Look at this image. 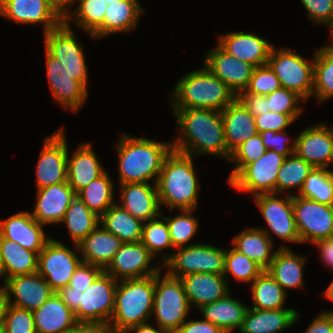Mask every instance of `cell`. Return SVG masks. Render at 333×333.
<instances>
[{
	"instance_id": "59",
	"label": "cell",
	"mask_w": 333,
	"mask_h": 333,
	"mask_svg": "<svg viewBox=\"0 0 333 333\" xmlns=\"http://www.w3.org/2000/svg\"><path fill=\"white\" fill-rule=\"evenodd\" d=\"M81 293L83 291L74 290L69 285L64 288H60L56 294L62 299V301L68 306V308L75 314L79 309V302Z\"/></svg>"
},
{
	"instance_id": "18",
	"label": "cell",
	"mask_w": 333,
	"mask_h": 333,
	"mask_svg": "<svg viewBox=\"0 0 333 333\" xmlns=\"http://www.w3.org/2000/svg\"><path fill=\"white\" fill-rule=\"evenodd\" d=\"M326 123L305 128L296 137L294 153L315 168L333 165V128Z\"/></svg>"
},
{
	"instance_id": "51",
	"label": "cell",
	"mask_w": 333,
	"mask_h": 333,
	"mask_svg": "<svg viewBox=\"0 0 333 333\" xmlns=\"http://www.w3.org/2000/svg\"><path fill=\"white\" fill-rule=\"evenodd\" d=\"M281 87L274 71L268 64L255 67L249 85L244 92L268 95Z\"/></svg>"
},
{
	"instance_id": "8",
	"label": "cell",
	"mask_w": 333,
	"mask_h": 333,
	"mask_svg": "<svg viewBox=\"0 0 333 333\" xmlns=\"http://www.w3.org/2000/svg\"><path fill=\"white\" fill-rule=\"evenodd\" d=\"M283 88L296 92L305 101L313 94L314 57L309 61L291 49L272 47L268 63Z\"/></svg>"
},
{
	"instance_id": "46",
	"label": "cell",
	"mask_w": 333,
	"mask_h": 333,
	"mask_svg": "<svg viewBox=\"0 0 333 333\" xmlns=\"http://www.w3.org/2000/svg\"><path fill=\"white\" fill-rule=\"evenodd\" d=\"M263 271L260 265L234 247L226 249L223 276L227 282L229 281L227 276L231 274L238 282L252 283Z\"/></svg>"
},
{
	"instance_id": "40",
	"label": "cell",
	"mask_w": 333,
	"mask_h": 333,
	"mask_svg": "<svg viewBox=\"0 0 333 333\" xmlns=\"http://www.w3.org/2000/svg\"><path fill=\"white\" fill-rule=\"evenodd\" d=\"M114 183L105 171L97 179L76 193L83 203L98 217H101L112 205L114 200Z\"/></svg>"
},
{
	"instance_id": "53",
	"label": "cell",
	"mask_w": 333,
	"mask_h": 333,
	"mask_svg": "<svg viewBox=\"0 0 333 333\" xmlns=\"http://www.w3.org/2000/svg\"><path fill=\"white\" fill-rule=\"evenodd\" d=\"M260 135L267 150L269 149L288 157L291 156L296 149V138L293 140L294 143L289 145L288 142L290 143V140L286 131L274 132L269 130L260 132Z\"/></svg>"
},
{
	"instance_id": "68",
	"label": "cell",
	"mask_w": 333,
	"mask_h": 333,
	"mask_svg": "<svg viewBox=\"0 0 333 333\" xmlns=\"http://www.w3.org/2000/svg\"><path fill=\"white\" fill-rule=\"evenodd\" d=\"M0 333H4V324H3V321H0Z\"/></svg>"
},
{
	"instance_id": "23",
	"label": "cell",
	"mask_w": 333,
	"mask_h": 333,
	"mask_svg": "<svg viewBox=\"0 0 333 333\" xmlns=\"http://www.w3.org/2000/svg\"><path fill=\"white\" fill-rule=\"evenodd\" d=\"M0 16L17 24L43 25V33L57 28L63 21L45 0H0Z\"/></svg>"
},
{
	"instance_id": "22",
	"label": "cell",
	"mask_w": 333,
	"mask_h": 333,
	"mask_svg": "<svg viewBox=\"0 0 333 333\" xmlns=\"http://www.w3.org/2000/svg\"><path fill=\"white\" fill-rule=\"evenodd\" d=\"M44 226L31 216L30 211H21L0 221V235L39 254L51 239L45 235Z\"/></svg>"
},
{
	"instance_id": "10",
	"label": "cell",
	"mask_w": 333,
	"mask_h": 333,
	"mask_svg": "<svg viewBox=\"0 0 333 333\" xmlns=\"http://www.w3.org/2000/svg\"><path fill=\"white\" fill-rule=\"evenodd\" d=\"M278 195L269 193L254 196L256 206L271 232L267 229H260L272 241L271 233H274L275 236L280 237L284 242L301 243L294 218L292 194L287 192L286 195L280 198Z\"/></svg>"
},
{
	"instance_id": "29",
	"label": "cell",
	"mask_w": 333,
	"mask_h": 333,
	"mask_svg": "<svg viewBox=\"0 0 333 333\" xmlns=\"http://www.w3.org/2000/svg\"><path fill=\"white\" fill-rule=\"evenodd\" d=\"M139 0H124L107 5L102 24L91 34L94 39L118 32L133 31L143 15L144 9Z\"/></svg>"
},
{
	"instance_id": "67",
	"label": "cell",
	"mask_w": 333,
	"mask_h": 333,
	"mask_svg": "<svg viewBox=\"0 0 333 333\" xmlns=\"http://www.w3.org/2000/svg\"><path fill=\"white\" fill-rule=\"evenodd\" d=\"M104 1L107 3V5H109V4H112V3H115L118 1H124V0H104Z\"/></svg>"
},
{
	"instance_id": "35",
	"label": "cell",
	"mask_w": 333,
	"mask_h": 333,
	"mask_svg": "<svg viewBox=\"0 0 333 333\" xmlns=\"http://www.w3.org/2000/svg\"><path fill=\"white\" fill-rule=\"evenodd\" d=\"M232 243L236 250L255 261L264 270L270 266L276 253V250L272 249L274 241L259 227L244 229L233 238Z\"/></svg>"
},
{
	"instance_id": "32",
	"label": "cell",
	"mask_w": 333,
	"mask_h": 333,
	"mask_svg": "<svg viewBox=\"0 0 333 333\" xmlns=\"http://www.w3.org/2000/svg\"><path fill=\"white\" fill-rule=\"evenodd\" d=\"M221 116L224 123L225 142L230 153L258 133L255 117L237 98L221 111Z\"/></svg>"
},
{
	"instance_id": "5",
	"label": "cell",
	"mask_w": 333,
	"mask_h": 333,
	"mask_svg": "<svg viewBox=\"0 0 333 333\" xmlns=\"http://www.w3.org/2000/svg\"><path fill=\"white\" fill-rule=\"evenodd\" d=\"M154 292L155 275L118 281L113 315L108 324L112 333L147 323L153 311Z\"/></svg>"
},
{
	"instance_id": "47",
	"label": "cell",
	"mask_w": 333,
	"mask_h": 333,
	"mask_svg": "<svg viewBox=\"0 0 333 333\" xmlns=\"http://www.w3.org/2000/svg\"><path fill=\"white\" fill-rule=\"evenodd\" d=\"M141 242L150 253L157 257L165 249L174 250L165 218L160 214L157 218L144 222Z\"/></svg>"
},
{
	"instance_id": "3",
	"label": "cell",
	"mask_w": 333,
	"mask_h": 333,
	"mask_svg": "<svg viewBox=\"0 0 333 333\" xmlns=\"http://www.w3.org/2000/svg\"><path fill=\"white\" fill-rule=\"evenodd\" d=\"M194 157L175 150L166 157L157 180L160 207L166 205L169 210L192 209L198 205V182Z\"/></svg>"
},
{
	"instance_id": "4",
	"label": "cell",
	"mask_w": 333,
	"mask_h": 333,
	"mask_svg": "<svg viewBox=\"0 0 333 333\" xmlns=\"http://www.w3.org/2000/svg\"><path fill=\"white\" fill-rule=\"evenodd\" d=\"M173 108H201L222 111L237 96L204 64L176 82L172 90Z\"/></svg>"
},
{
	"instance_id": "57",
	"label": "cell",
	"mask_w": 333,
	"mask_h": 333,
	"mask_svg": "<svg viewBox=\"0 0 333 333\" xmlns=\"http://www.w3.org/2000/svg\"><path fill=\"white\" fill-rule=\"evenodd\" d=\"M174 333H225L218 326L204 319L185 321Z\"/></svg>"
},
{
	"instance_id": "55",
	"label": "cell",
	"mask_w": 333,
	"mask_h": 333,
	"mask_svg": "<svg viewBox=\"0 0 333 333\" xmlns=\"http://www.w3.org/2000/svg\"><path fill=\"white\" fill-rule=\"evenodd\" d=\"M103 271L99 266L82 262L72 275L69 286L84 292Z\"/></svg>"
},
{
	"instance_id": "65",
	"label": "cell",
	"mask_w": 333,
	"mask_h": 333,
	"mask_svg": "<svg viewBox=\"0 0 333 333\" xmlns=\"http://www.w3.org/2000/svg\"><path fill=\"white\" fill-rule=\"evenodd\" d=\"M323 295L325 296V298H327L328 300H330V301L333 302V280L329 284V286L327 287V289L324 291ZM323 312L333 314V309L332 310L323 311Z\"/></svg>"
},
{
	"instance_id": "28",
	"label": "cell",
	"mask_w": 333,
	"mask_h": 333,
	"mask_svg": "<svg viewBox=\"0 0 333 333\" xmlns=\"http://www.w3.org/2000/svg\"><path fill=\"white\" fill-rule=\"evenodd\" d=\"M293 308L254 309L248 308L239 333H280L299 320Z\"/></svg>"
},
{
	"instance_id": "37",
	"label": "cell",
	"mask_w": 333,
	"mask_h": 333,
	"mask_svg": "<svg viewBox=\"0 0 333 333\" xmlns=\"http://www.w3.org/2000/svg\"><path fill=\"white\" fill-rule=\"evenodd\" d=\"M106 231L117 236L123 243L139 242L142 239L144 222L133 217L118 203L112 205L101 217L99 223Z\"/></svg>"
},
{
	"instance_id": "48",
	"label": "cell",
	"mask_w": 333,
	"mask_h": 333,
	"mask_svg": "<svg viewBox=\"0 0 333 333\" xmlns=\"http://www.w3.org/2000/svg\"><path fill=\"white\" fill-rule=\"evenodd\" d=\"M267 148L263 144L260 133L250 137L237 147L230 156L229 162L234 163V169L228 177V183L248 164L258 160Z\"/></svg>"
},
{
	"instance_id": "13",
	"label": "cell",
	"mask_w": 333,
	"mask_h": 333,
	"mask_svg": "<svg viewBox=\"0 0 333 333\" xmlns=\"http://www.w3.org/2000/svg\"><path fill=\"white\" fill-rule=\"evenodd\" d=\"M75 250L51 238L38 254V271L53 292L69 285V281L82 263Z\"/></svg>"
},
{
	"instance_id": "60",
	"label": "cell",
	"mask_w": 333,
	"mask_h": 333,
	"mask_svg": "<svg viewBox=\"0 0 333 333\" xmlns=\"http://www.w3.org/2000/svg\"><path fill=\"white\" fill-rule=\"evenodd\" d=\"M319 248L320 259L333 270V236L313 243Z\"/></svg>"
},
{
	"instance_id": "31",
	"label": "cell",
	"mask_w": 333,
	"mask_h": 333,
	"mask_svg": "<svg viewBox=\"0 0 333 333\" xmlns=\"http://www.w3.org/2000/svg\"><path fill=\"white\" fill-rule=\"evenodd\" d=\"M32 313L36 333H67L78 323L56 292Z\"/></svg>"
},
{
	"instance_id": "11",
	"label": "cell",
	"mask_w": 333,
	"mask_h": 333,
	"mask_svg": "<svg viewBox=\"0 0 333 333\" xmlns=\"http://www.w3.org/2000/svg\"><path fill=\"white\" fill-rule=\"evenodd\" d=\"M296 228L300 242L314 243L333 236V205L292 194Z\"/></svg>"
},
{
	"instance_id": "69",
	"label": "cell",
	"mask_w": 333,
	"mask_h": 333,
	"mask_svg": "<svg viewBox=\"0 0 333 333\" xmlns=\"http://www.w3.org/2000/svg\"><path fill=\"white\" fill-rule=\"evenodd\" d=\"M329 30H330V34H329L330 37L329 38H331L332 41H333V27ZM331 44L333 45V42Z\"/></svg>"
},
{
	"instance_id": "16",
	"label": "cell",
	"mask_w": 333,
	"mask_h": 333,
	"mask_svg": "<svg viewBox=\"0 0 333 333\" xmlns=\"http://www.w3.org/2000/svg\"><path fill=\"white\" fill-rule=\"evenodd\" d=\"M153 259L155 257L141 241L122 243L104 271L116 281L145 278L156 275L163 269L159 263L152 267L150 263Z\"/></svg>"
},
{
	"instance_id": "17",
	"label": "cell",
	"mask_w": 333,
	"mask_h": 333,
	"mask_svg": "<svg viewBox=\"0 0 333 333\" xmlns=\"http://www.w3.org/2000/svg\"><path fill=\"white\" fill-rule=\"evenodd\" d=\"M47 78L54 102L63 109L78 113L88 97V90L45 48Z\"/></svg>"
},
{
	"instance_id": "15",
	"label": "cell",
	"mask_w": 333,
	"mask_h": 333,
	"mask_svg": "<svg viewBox=\"0 0 333 333\" xmlns=\"http://www.w3.org/2000/svg\"><path fill=\"white\" fill-rule=\"evenodd\" d=\"M68 145L61 128L44 139L36 166V187L41 189L67 182Z\"/></svg>"
},
{
	"instance_id": "24",
	"label": "cell",
	"mask_w": 333,
	"mask_h": 333,
	"mask_svg": "<svg viewBox=\"0 0 333 333\" xmlns=\"http://www.w3.org/2000/svg\"><path fill=\"white\" fill-rule=\"evenodd\" d=\"M218 45L238 60L250 63L255 67L264 66L273 44L254 33L230 32L219 35Z\"/></svg>"
},
{
	"instance_id": "19",
	"label": "cell",
	"mask_w": 333,
	"mask_h": 333,
	"mask_svg": "<svg viewBox=\"0 0 333 333\" xmlns=\"http://www.w3.org/2000/svg\"><path fill=\"white\" fill-rule=\"evenodd\" d=\"M206 54L203 64L216 77L220 78L236 96L247 88L255 66L238 60L218 44L214 49L207 51Z\"/></svg>"
},
{
	"instance_id": "36",
	"label": "cell",
	"mask_w": 333,
	"mask_h": 333,
	"mask_svg": "<svg viewBox=\"0 0 333 333\" xmlns=\"http://www.w3.org/2000/svg\"><path fill=\"white\" fill-rule=\"evenodd\" d=\"M0 254L5 281L18 275H30L38 271V253L20 246L0 235Z\"/></svg>"
},
{
	"instance_id": "52",
	"label": "cell",
	"mask_w": 333,
	"mask_h": 333,
	"mask_svg": "<svg viewBox=\"0 0 333 333\" xmlns=\"http://www.w3.org/2000/svg\"><path fill=\"white\" fill-rule=\"evenodd\" d=\"M301 3L311 22L333 27V0H301Z\"/></svg>"
},
{
	"instance_id": "39",
	"label": "cell",
	"mask_w": 333,
	"mask_h": 333,
	"mask_svg": "<svg viewBox=\"0 0 333 333\" xmlns=\"http://www.w3.org/2000/svg\"><path fill=\"white\" fill-rule=\"evenodd\" d=\"M62 222L67 225L73 243L78 244L100 225V217L93 213L76 195L66 210Z\"/></svg>"
},
{
	"instance_id": "66",
	"label": "cell",
	"mask_w": 333,
	"mask_h": 333,
	"mask_svg": "<svg viewBox=\"0 0 333 333\" xmlns=\"http://www.w3.org/2000/svg\"><path fill=\"white\" fill-rule=\"evenodd\" d=\"M3 277V278H2ZM0 278L3 280V285L5 284V275H4V268L1 260V254H0Z\"/></svg>"
},
{
	"instance_id": "61",
	"label": "cell",
	"mask_w": 333,
	"mask_h": 333,
	"mask_svg": "<svg viewBox=\"0 0 333 333\" xmlns=\"http://www.w3.org/2000/svg\"><path fill=\"white\" fill-rule=\"evenodd\" d=\"M45 2L64 22L72 13L71 5L76 4L78 0H45Z\"/></svg>"
},
{
	"instance_id": "33",
	"label": "cell",
	"mask_w": 333,
	"mask_h": 333,
	"mask_svg": "<svg viewBox=\"0 0 333 333\" xmlns=\"http://www.w3.org/2000/svg\"><path fill=\"white\" fill-rule=\"evenodd\" d=\"M306 257L295 254L289 247L280 246L266 271L287 292L304 286L303 268Z\"/></svg>"
},
{
	"instance_id": "7",
	"label": "cell",
	"mask_w": 333,
	"mask_h": 333,
	"mask_svg": "<svg viewBox=\"0 0 333 333\" xmlns=\"http://www.w3.org/2000/svg\"><path fill=\"white\" fill-rule=\"evenodd\" d=\"M161 272L155 275L152 315L162 330L174 333L186 321L191 307L182 280Z\"/></svg>"
},
{
	"instance_id": "43",
	"label": "cell",
	"mask_w": 333,
	"mask_h": 333,
	"mask_svg": "<svg viewBox=\"0 0 333 333\" xmlns=\"http://www.w3.org/2000/svg\"><path fill=\"white\" fill-rule=\"evenodd\" d=\"M298 195L322 204L333 205V170L314 167Z\"/></svg>"
},
{
	"instance_id": "64",
	"label": "cell",
	"mask_w": 333,
	"mask_h": 333,
	"mask_svg": "<svg viewBox=\"0 0 333 333\" xmlns=\"http://www.w3.org/2000/svg\"><path fill=\"white\" fill-rule=\"evenodd\" d=\"M7 293L3 286L0 287V321H3L4 312L7 306Z\"/></svg>"
},
{
	"instance_id": "42",
	"label": "cell",
	"mask_w": 333,
	"mask_h": 333,
	"mask_svg": "<svg viewBox=\"0 0 333 333\" xmlns=\"http://www.w3.org/2000/svg\"><path fill=\"white\" fill-rule=\"evenodd\" d=\"M313 168L311 164L298 157L295 153L286 157L278 172L276 194H281L297 187L299 188V193Z\"/></svg>"
},
{
	"instance_id": "27",
	"label": "cell",
	"mask_w": 333,
	"mask_h": 333,
	"mask_svg": "<svg viewBox=\"0 0 333 333\" xmlns=\"http://www.w3.org/2000/svg\"><path fill=\"white\" fill-rule=\"evenodd\" d=\"M122 243L117 236L98 225L78 244H74V248L80 252L84 263L96 265L105 270Z\"/></svg>"
},
{
	"instance_id": "62",
	"label": "cell",
	"mask_w": 333,
	"mask_h": 333,
	"mask_svg": "<svg viewBox=\"0 0 333 333\" xmlns=\"http://www.w3.org/2000/svg\"><path fill=\"white\" fill-rule=\"evenodd\" d=\"M67 333H112L108 325L78 322Z\"/></svg>"
},
{
	"instance_id": "25",
	"label": "cell",
	"mask_w": 333,
	"mask_h": 333,
	"mask_svg": "<svg viewBox=\"0 0 333 333\" xmlns=\"http://www.w3.org/2000/svg\"><path fill=\"white\" fill-rule=\"evenodd\" d=\"M121 203L133 217L143 222L157 218L162 212L157 185L153 183H125L120 185Z\"/></svg>"
},
{
	"instance_id": "2",
	"label": "cell",
	"mask_w": 333,
	"mask_h": 333,
	"mask_svg": "<svg viewBox=\"0 0 333 333\" xmlns=\"http://www.w3.org/2000/svg\"><path fill=\"white\" fill-rule=\"evenodd\" d=\"M119 184L157 183L166 157L173 150L172 142H161L145 137L120 135L116 143Z\"/></svg>"
},
{
	"instance_id": "30",
	"label": "cell",
	"mask_w": 333,
	"mask_h": 333,
	"mask_svg": "<svg viewBox=\"0 0 333 333\" xmlns=\"http://www.w3.org/2000/svg\"><path fill=\"white\" fill-rule=\"evenodd\" d=\"M105 172L90 142H83L67 155V182L77 193Z\"/></svg>"
},
{
	"instance_id": "26",
	"label": "cell",
	"mask_w": 333,
	"mask_h": 333,
	"mask_svg": "<svg viewBox=\"0 0 333 333\" xmlns=\"http://www.w3.org/2000/svg\"><path fill=\"white\" fill-rule=\"evenodd\" d=\"M190 307L197 309L221 300L229 293V285L223 275L194 273L180 278Z\"/></svg>"
},
{
	"instance_id": "20",
	"label": "cell",
	"mask_w": 333,
	"mask_h": 333,
	"mask_svg": "<svg viewBox=\"0 0 333 333\" xmlns=\"http://www.w3.org/2000/svg\"><path fill=\"white\" fill-rule=\"evenodd\" d=\"M36 190V204L30 212L31 216L43 225L62 223L66 210L76 196L73 188L68 182H63Z\"/></svg>"
},
{
	"instance_id": "12",
	"label": "cell",
	"mask_w": 333,
	"mask_h": 333,
	"mask_svg": "<svg viewBox=\"0 0 333 333\" xmlns=\"http://www.w3.org/2000/svg\"><path fill=\"white\" fill-rule=\"evenodd\" d=\"M117 283L118 281L103 271L81 293L79 309L74 314L77 322L108 325L113 315Z\"/></svg>"
},
{
	"instance_id": "34",
	"label": "cell",
	"mask_w": 333,
	"mask_h": 333,
	"mask_svg": "<svg viewBox=\"0 0 333 333\" xmlns=\"http://www.w3.org/2000/svg\"><path fill=\"white\" fill-rule=\"evenodd\" d=\"M229 292L221 300L199 308L202 318L218 326L225 333L241 328L249 307L233 298Z\"/></svg>"
},
{
	"instance_id": "49",
	"label": "cell",
	"mask_w": 333,
	"mask_h": 333,
	"mask_svg": "<svg viewBox=\"0 0 333 333\" xmlns=\"http://www.w3.org/2000/svg\"><path fill=\"white\" fill-rule=\"evenodd\" d=\"M268 109L272 112L289 115L294 121L301 115L303 108L299 106V101L305 100L296 92L280 87L267 95Z\"/></svg>"
},
{
	"instance_id": "54",
	"label": "cell",
	"mask_w": 333,
	"mask_h": 333,
	"mask_svg": "<svg viewBox=\"0 0 333 333\" xmlns=\"http://www.w3.org/2000/svg\"><path fill=\"white\" fill-rule=\"evenodd\" d=\"M294 120L287 114L277 112H266L255 117V124L258 133L264 131H286V128L292 125Z\"/></svg>"
},
{
	"instance_id": "9",
	"label": "cell",
	"mask_w": 333,
	"mask_h": 333,
	"mask_svg": "<svg viewBox=\"0 0 333 333\" xmlns=\"http://www.w3.org/2000/svg\"><path fill=\"white\" fill-rule=\"evenodd\" d=\"M70 24L62 22L57 28L44 33V47L58 58L70 76L88 90V68L84 49Z\"/></svg>"
},
{
	"instance_id": "41",
	"label": "cell",
	"mask_w": 333,
	"mask_h": 333,
	"mask_svg": "<svg viewBox=\"0 0 333 333\" xmlns=\"http://www.w3.org/2000/svg\"><path fill=\"white\" fill-rule=\"evenodd\" d=\"M254 309L284 308L288 295L273 277L264 270L251 284Z\"/></svg>"
},
{
	"instance_id": "14",
	"label": "cell",
	"mask_w": 333,
	"mask_h": 333,
	"mask_svg": "<svg viewBox=\"0 0 333 333\" xmlns=\"http://www.w3.org/2000/svg\"><path fill=\"white\" fill-rule=\"evenodd\" d=\"M285 158L268 149L258 160L246 165L228 184L253 196L276 193L278 172Z\"/></svg>"
},
{
	"instance_id": "58",
	"label": "cell",
	"mask_w": 333,
	"mask_h": 333,
	"mask_svg": "<svg viewBox=\"0 0 333 333\" xmlns=\"http://www.w3.org/2000/svg\"><path fill=\"white\" fill-rule=\"evenodd\" d=\"M304 333H333V314L322 312L312 320Z\"/></svg>"
},
{
	"instance_id": "38",
	"label": "cell",
	"mask_w": 333,
	"mask_h": 333,
	"mask_svg": "<svg viewBox=\"0 0 333 333\" xmlns=\"http://www.w3.org/2000/svg\"><path fill=\"white\" fill-rule=\"evenodd\" d=\"M321 103L333 98V45L314 52L313 94Z\"/></svg>"
},
{
	"instance_id": "63",
	"label": "cell",
	"mask_w": 333,
	"mask_h": 333,
	"mask_svg": "<svg viewBox=\"0 0 333 333\" xmlns=\"http://www.w3.org/2000/svg\"><path fill=\"white\" fill-rule=\"evenodd\" d=\"M166 333L164 330H162L158 325L157 327H154L153 324L147 322L144 324L134 325L126 330H124L122 333Z\"/></svg>"
},
{
	"instance_id": "1",
	"label": "cell",
	"mask_w": 333,
	"mask_h": 333,
	"mask_svg": "<svg viewBox=\"0 0 333 333\" xmlns=\"http://www.w3.org/2000/svg\"><path fill=\"white\" fill-rule=\"evenodd\" d=\"M179 136L173 150L193 156L214 155L230 159L221 111L201 108H173Z\"/></svg>"
},
{
	"instance_id": "44",
	"label": "cell",
	"mask_w": 333,
	"mask_h": 333,
	"mask_svg": "<svg viewBox=\"0 0 333 333\" xmlns=\"http://www.w3.org/2000/svg\"><path fill=\"white\" fill-rule=\"evenodd\" d=\"M78 7L73 9L69 17L64 21L70 24L71 21L79 29L91 34L102 24L107 3L104 0H78ZM72 18L75 20H72Z\"/></svg>"
},
{
	"instance_id": "56",
	"label": "cell",
	"mask_w": 333,
	"mask_h": 333,
	"mask_svg": "<svg viewBox=\"0 0 333 333\" xmlns=\"http://www.w3.org/2000/svg\"><path fill=\"white\" fill-rule=\"evenodd\" d=\"M237 99L254 117L269 112L267 95L241 91Z\"/></svg>"
},
{
	"instance_id": "50",
	"label": "cell",
	"mask_w": 333,
	"mask_h": 333,
	"mask_svg": "<svg viewBox=\"0 0 333 333\" xmlns=\"http://www.w3.org/2000/svg\"><path fill=\"white\" fill-rule=\"evenodd\" d=\"M4 333H36L32 311L7 304L4 317Z\"/></svg>"
},
{
	"instance_id": "21",
	"label": "cell",
	"mask_w": 333,
	"mask_h": 333,
	"mask_svg": "<svg viewBox=\"0 0 333 333\" xmlns=\"http://www.w3.org/2000/svg\"><path fill=\"white\" fill-rule=\"evenodd\" d=\"M3 287L7 293L8 304L32 312L45 303L53 293L49 284L37 272L9 278ZM12 296L16 298L13 301Z\"/></svg>"
},
{
	"instance_id": "6",
	"label": "cell",
	"mask_w": 333,
	"mask_h": 333,
	"mask_svg": "<svg viewBox=\"0 0 333 333\" xmlns=\"http://www.w3.org/2000/svg\"><path fill=\"white\" fill-rule=\"evenodd\" d=\"M226 249L214 245L197 243L180 247L172 253L163 254L160 264L166 273L174 278L194 273L223 275Z\"/></svg>"
},
{
	"instance_id": "45",
	"label": "cell",
	"mask_w": 333,
	"mask_h": 333,
	"mask_svg": "<svg viewBox=\"0 0 333 333\" xmlns=\"http://www.w3.org/2000/svg\"><path fill=\"white\" fill-rule=\"evenodd\" d=\"M178 211L180 214L175 215V217L162 215L168 224L172 246L174 249L197 244H189L188 242H191L193 236L199 228V220L192 214L194 210L181 209Z\"/></svg>"
}]
</instances>
